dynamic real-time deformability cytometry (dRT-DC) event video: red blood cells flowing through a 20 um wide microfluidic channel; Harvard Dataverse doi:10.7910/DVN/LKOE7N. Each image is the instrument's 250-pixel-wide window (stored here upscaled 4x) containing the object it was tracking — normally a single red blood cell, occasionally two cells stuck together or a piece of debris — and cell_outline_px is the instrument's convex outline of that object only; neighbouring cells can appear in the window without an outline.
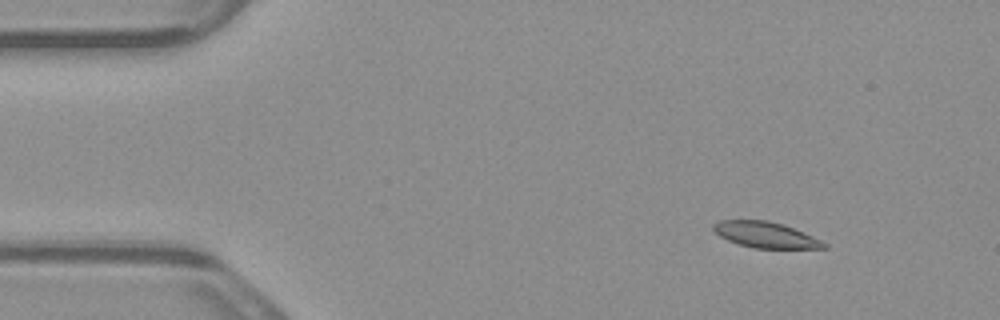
{"species": "common noctule bat (a hibernating species)", "species_latin": "Nyctalus noctula", "temperature_condition": "warm", "stored_images_in_passage": 5, "camera_frame_rate_fps": 3000, "um_per_image_px": 0.085, "animal": {"sex": "male", "body_mass_g": 23.1, "forearm_length_mm": 52.7}, "frame": {"image": 1, "passage_image": 2, "time_ms": 0.333, "image_size_px": [1000, 320], "cell_outline_px": [[828, 248], [752, 248], [728, 240], [720, 236], [712, 228], [712, 224], [720, 220], [768, 220], [784, 224], [812, 236], [828, 244]], "centroid_in_image_um": [65.07, 19.95], "position_along_channel_um": 19.9, "area_um2": 16.59}}
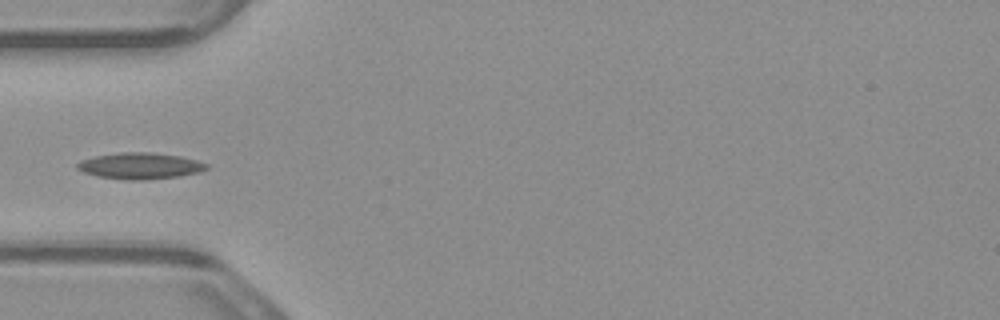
{"frame": {"image": 2, "passage_image": 5, "time_ms": 1.333, "image_size_px": [1000, 320], "cell_outline_px": [[208, 168], [200, 172], [180, 176], [144, 180], [128, 180], [96, 176], [84, 172], [76, 168], [76, 164], [80, 160], [96, 156], [120, 152], [148, 152], [180, 156], [196, 160], [208, 164]], "centroid_in_image_um": [11.9, 14.1], "position_along_channel_um": 73.1, "area_um2": 19.83}}